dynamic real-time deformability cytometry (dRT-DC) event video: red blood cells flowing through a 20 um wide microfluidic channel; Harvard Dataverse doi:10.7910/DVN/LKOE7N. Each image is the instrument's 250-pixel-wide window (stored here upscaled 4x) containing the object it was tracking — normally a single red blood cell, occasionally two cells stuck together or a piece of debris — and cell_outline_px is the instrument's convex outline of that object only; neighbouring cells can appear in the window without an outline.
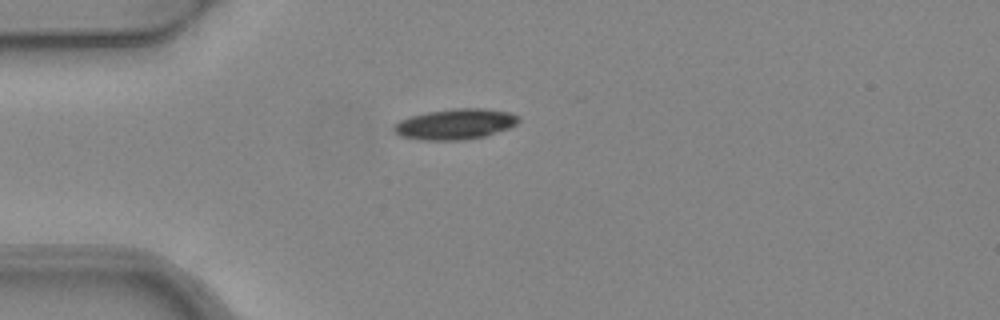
{"species": "common noctule bat (a hibernating species)", "species_latin": "Nyctalus noctula", "temperature_condition": "warm", "stored_images_in_passage": 2, "camera_frame_rate_fps": 3000, "um_per_image_px": 0.085, "animal": {"sex": "female", "body_mass_g": 24.6, "forearm_length_mm": 56.2}, "frame": {"image": 1, "passage_image": 2, "time_ms": 0.333, "image_size_px": [1000, 320], "cell_outline_px": [[520, 120], [516, 124], [508, 128], [484, 136], [464, 140], [424, 140], [400, 136], [392, 132], [392, 128], [400, 120], [412, 116], [428, 112], [456, 108], [484, 108], [508, 112], [520, 116]], "centroid_in_image_um": [38.69, 10.55], "position_along_channel_um": 46.3, "area_um2": 22.14}}